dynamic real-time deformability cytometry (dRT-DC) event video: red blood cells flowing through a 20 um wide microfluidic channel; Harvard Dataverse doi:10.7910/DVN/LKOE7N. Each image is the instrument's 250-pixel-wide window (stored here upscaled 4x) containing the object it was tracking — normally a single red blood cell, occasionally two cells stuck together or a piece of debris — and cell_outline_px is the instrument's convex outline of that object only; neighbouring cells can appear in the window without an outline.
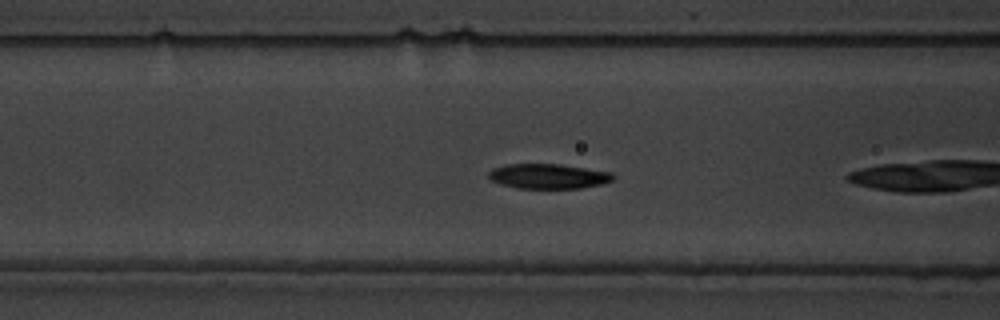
{"species": "common noctule bat (a hibernating species)", "species_latin": "Nyctalus noctula", "temperature_condition": "warm", "stored_images_in_passage": 8, "camera_frame_rate_fps": 3000, "um_per_image_px": 0.085, "animal": {"sex": "male", "body_mass_g": 19.5, "forearm_length_mm": 54.6}, "frame": {"image": 1, "passage_image": 6, "time_ms": 1.667, "image_size_px": [1000, 320], "cell_outline_px": [[616, 176], [612, 180], [600, 184], [580, 188], [516, 188], [500, 184], [492, 180], [488, 176], [488, 172], [492, 168], [504, 164], [560, 164], [612, 172]], "centroid_in_image_um": [46.58, 14.97], "position_along_channel_um": 120.0, "area_um2": 18.09}}